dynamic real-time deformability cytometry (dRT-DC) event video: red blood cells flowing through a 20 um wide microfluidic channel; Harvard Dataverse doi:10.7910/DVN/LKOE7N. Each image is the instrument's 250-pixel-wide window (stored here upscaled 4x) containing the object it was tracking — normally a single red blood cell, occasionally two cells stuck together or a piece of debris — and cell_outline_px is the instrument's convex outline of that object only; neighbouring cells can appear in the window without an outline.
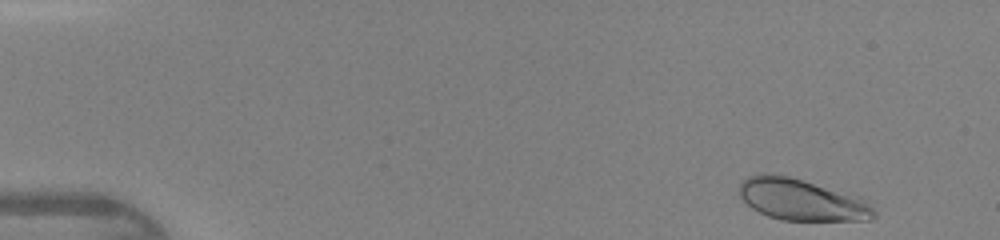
{"species": "human", "species_latin": "Homo sapiens", "temperature_condition": "warm", "stored_images_in_passage": 42, "camera_frame_rate_fps": 3000, "um_per_image_px": 0.085, "donor": {"sex": "female"}, "frame": {"image": 1, "passage_image": 1, "time_ms": 0.0, "image_size_px": [1000, 240], "cell_outline_px": [[876, 216], [872, 220], [780, 220], [768, 216], [752, 208], [740, 196], [740, 184], [748, 176], [764, 172], [768, 172], [788, 176], [860, 196], [876, 212]], "centroid_in_image_um": [68.14, 16.97], "position_along_channel_um": 16.9, "area_um2": 32.48}}
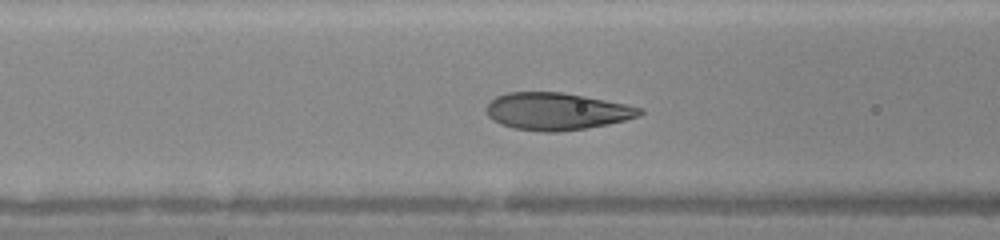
{"frame": {"image": 2, "passage_image": 16, "time_ms": 5.0, "image_size_px": [1000, 240], "cell_outline_px": [[644, 112], [640, 116], [608, 124], [584, 128], [556, 132], [540, 132], [512, 128], [500, 124], [488, 116], [488, 104], [496, 96], [508, 92], [560, 92], [584, 96], [644, 108]], "centroid_in_image_um": [47.32, 9.47], "position_along_channel_um": 119.3, "area_um2": 33.06}}
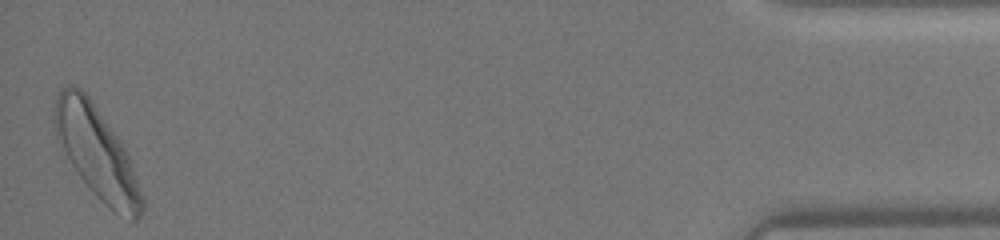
{"frame": {"image": 3, "passage_image": 42, "time_ms": 13.667, "image_size_px": [1000, 240], "cell_outline_px": [[144, 208], [140, 216], [136, 220], [132, 220], [116, 212], [104, 204], [92, 192], [80, 176], [72, 164], [56, 136], [52, 116], [56, 96], [60, 88], [68, 84], [80, 88], [88, 96], [120, 140], [128, 156], [144, 200]], "centroid_in_image_um": [8.2, 12.94], "position_along_channel_um": 427.0, "area_um2": 45.84}}